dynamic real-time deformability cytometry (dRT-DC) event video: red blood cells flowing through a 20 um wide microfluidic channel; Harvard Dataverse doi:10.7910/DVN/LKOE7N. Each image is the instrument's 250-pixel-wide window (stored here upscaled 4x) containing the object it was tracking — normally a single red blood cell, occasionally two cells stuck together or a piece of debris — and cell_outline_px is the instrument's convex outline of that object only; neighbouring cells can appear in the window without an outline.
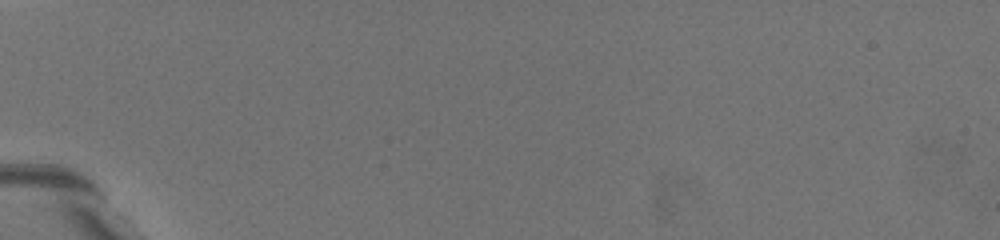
{"species": "common noctule bat (a hibernating species)", "species_latin": "Nyctalus noctula", "temperature_condition": "warm", "stored_images_in_passage": 4, "camera_frame_rate_fps": 3000, "um_per_image_px": 0.085, "animal": {"sex": "female", "body_mass_g": 19.5, "forearm_length_mm": 54.1}, "frame": {"image": 1, "passage_image": 1, "time_ms": 0.0, "image_size_px": [1000, 240], "cell_outline_px": [[196, 224], [192, 224], [172, 212], [112, 168], [104, 144], [120, 140], [136, 148], [168, 184], [196, 216]], "centroid_in_image_um": [12.43, 15.13], "position_along_channel_um": 72.6, "area_um2": 17.46}}